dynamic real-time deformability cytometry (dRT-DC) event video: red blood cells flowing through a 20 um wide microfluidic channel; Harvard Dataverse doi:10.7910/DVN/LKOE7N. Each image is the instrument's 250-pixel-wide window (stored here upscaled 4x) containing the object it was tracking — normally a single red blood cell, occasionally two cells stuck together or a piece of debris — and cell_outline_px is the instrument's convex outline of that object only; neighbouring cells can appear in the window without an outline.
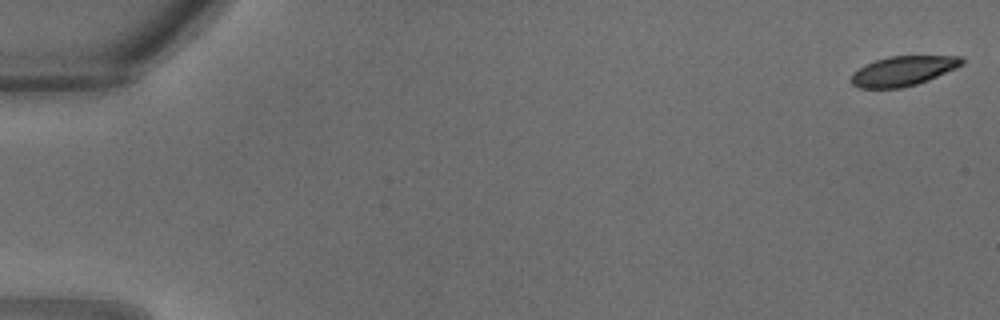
{"species": "common noctule bat (a hibernating species)", "species_latin": "Nyctalus noctula", "temperature_condition": "warm", "stored_images_in_passage": 33, "camera_frame_rate_fps": 3000, "um_per_image_px": 0.085, "animal": {"sex": "male", "body_mass_g": 18.8}, "frame": {"image": 1, "passage_image": 1, "time_ms": 0.0, "image_size_px": [1000, 320], "cell_outline_px": [[964, 64], [956, 68], [928, 80], [916, 84], [900, 88], [860, 88], [852, 84], [852, 72], [864, 64], [888, 56], [960, 56], [964, 60]], "centroid_in_image_um": [76.75, 6.02], "position_along_channel_um": 8.2, "area_um2": 19.13}}
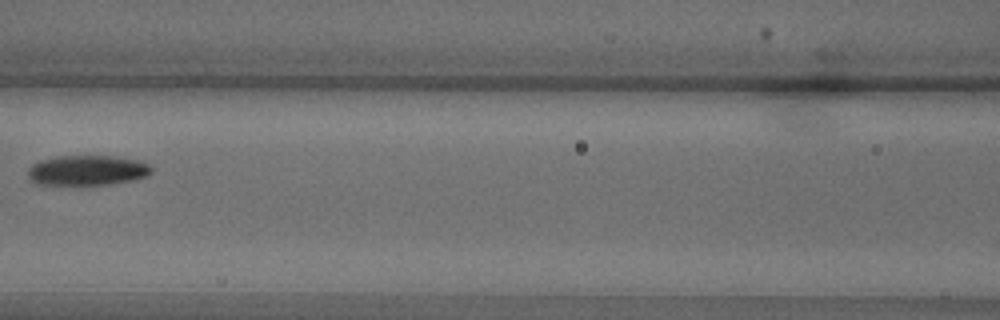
{"frame": {"image": 2, "passage_image": 16, "time_ms": 5.0, "image_size_px": [1000, 320], "cell_outline_px": [[152, 172], [148, 176], [136, 180], [112, 184], [36, 184], [28, 176], [28, 168], [32, 164], [40, 160], [56, 156], [112, 156], [136, 160], [148, 164], [152, 168]], "centroid_in_image_um": [7.43, 14.48], "position_along_channel_um": 159.2, "area_um2": 21.68}}
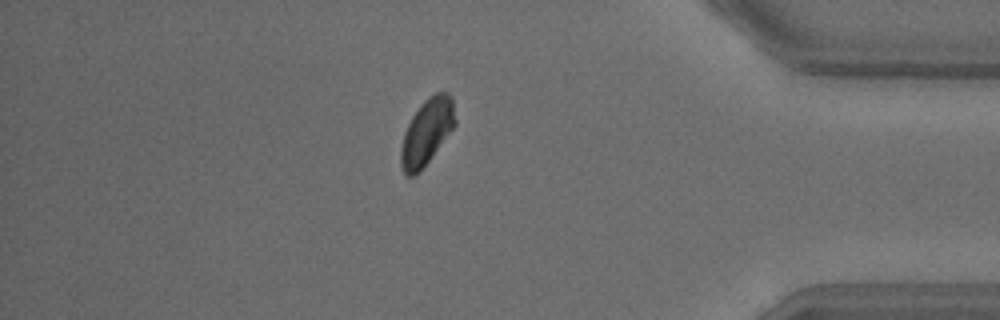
{"frame": {"image": 3, "passage_image": 29, "time_ms": 9.333, "image_size_px": [1000, 320], "cell_outline_px": [[456, 124], [428, 160], [412, 176], [408, 176], [404, 172], [400, 164], [400, 148], [404, 132], [412, 116], [420, 104], [428, 96], [436, 92], [448, 92], [452, 96], [456, 120]], "centroid_in_image_um": [36.27, 11.14], "position_along_channel_um": 398.9, "area_um2": 20.52}}